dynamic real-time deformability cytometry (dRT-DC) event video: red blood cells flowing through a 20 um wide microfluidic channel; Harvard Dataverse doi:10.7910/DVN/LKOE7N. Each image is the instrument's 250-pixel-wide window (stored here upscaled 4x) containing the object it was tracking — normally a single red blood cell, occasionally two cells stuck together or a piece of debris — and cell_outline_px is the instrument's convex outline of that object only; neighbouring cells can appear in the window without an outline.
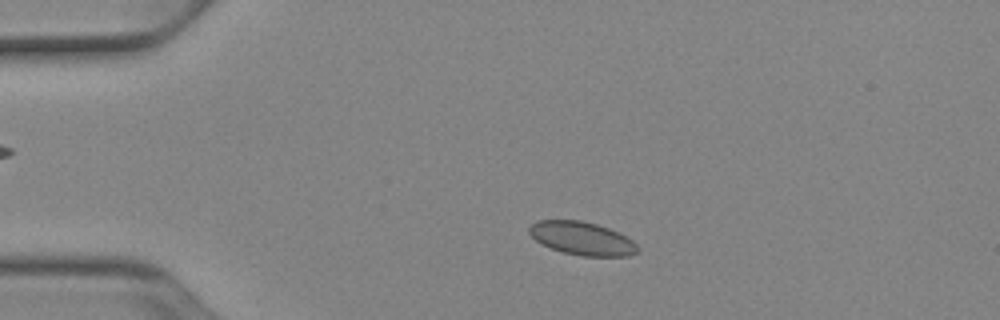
{"species": "Egyptian fruit bat (a non-hibernating species)", "species_latin": "Rousettus aegyptiacus", "temperature_condition": "cold", "stored_images_in_passage": 49, "camera_frame_rate_fps": 3000, "um_per_image_px": 0.085, "animal": {"sex": "female"}, "frame": {"image": 1, "passage_image": 8, "time_ms": 2.333, "image_size_px": [1000, 320], "cell_outline_px": [[640, 252], [628, 256], [580, 256], [564, 252], [552, 248], [536, 240], [528, 232], [528, 228], [536, 220], [580, 220], [596, 224], [620, 232], [632, 240], [640, 248]], "centroid_in_image_um": [49.51, 20.26], "position_along_channel_um": 35.5, "area_um2": 21.04}}
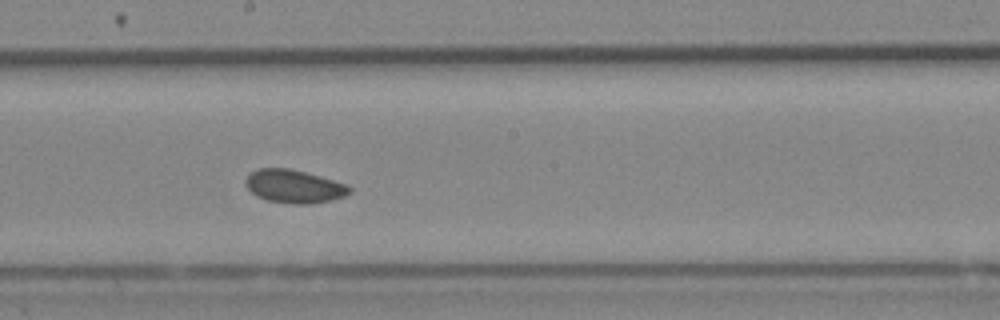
{"frame": {"image": 2, "passage_image": 26, "time_ms": 8.333, "image_size_px": [1000, 320], "cell_outline_px": [[352, 192], [344, 196], [332, 200], [308, 204], [292, 204], [268, 200], [256, 196], [244, 184], [244, 180], [256, 168], [288, 168], [320, 176], [348, 184], [352, 188]], "centroid_in_image_um": [25.01, 15.84], "position_along_channel_um": 223.2, "area_um2": 20.17}}
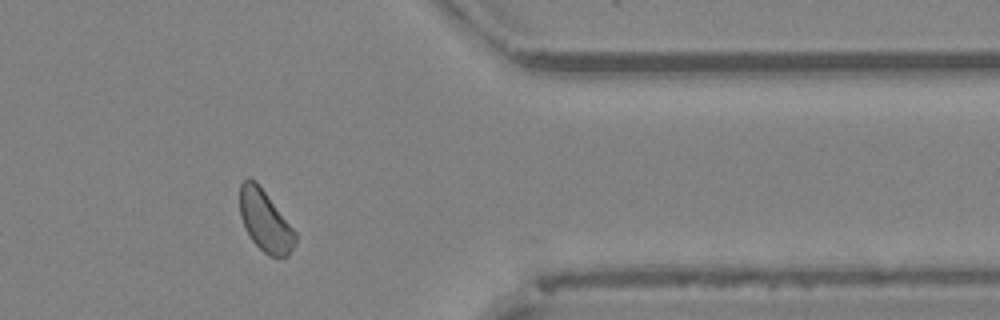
{"frame": {"image": 3, "passage_image": 40, "time_ms": 13.0, "image_size_px": [1000, 320], "cell_outline_px": [[296, 244], [288, 256], [268, 256], [252, 240], [240, 216], [240, 184], [248, 176], [256, 180], [296, 232]], "centroid_in_image_um": [22.54, 18.76], "position_along_channel_um": 388.9, "area_um2": 19.65}, "authors_computed_cell_mechanics": {"area_um2": 20.23, "velocity_mm_per_s": 3.8603, "shape_relaxation_time_tau1_ms": null, "shape_relaxation_time_tau2_ms": 5.8651, "deformation_change_tau1": null, "deformation_change_tau2": 0.0631}}